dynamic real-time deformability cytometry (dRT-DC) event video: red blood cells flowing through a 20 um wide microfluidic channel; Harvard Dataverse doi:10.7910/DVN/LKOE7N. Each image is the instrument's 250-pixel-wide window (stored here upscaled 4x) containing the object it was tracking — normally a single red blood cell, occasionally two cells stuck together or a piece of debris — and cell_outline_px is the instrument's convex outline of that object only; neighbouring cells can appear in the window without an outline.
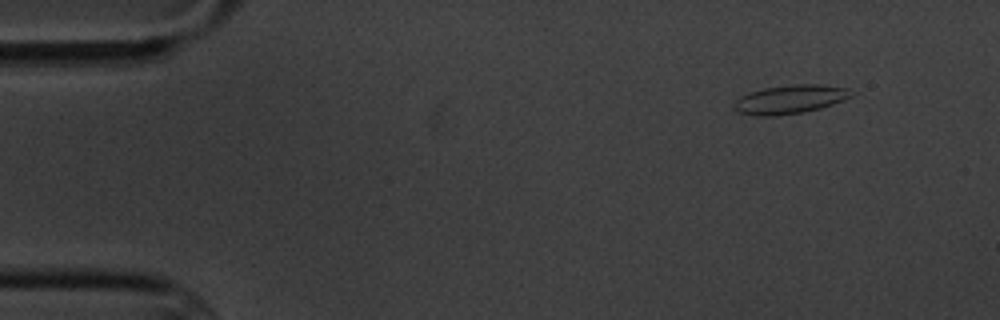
{"species": "common noctule bat (a hibernating species)", "species_latin": "Nyctalus noctula", "temperature_condition": "cold", "stored_images_in_passage": 5, "camera_frame_rate_fps": 3000, "um_per_image_px": 0.085, "animal": {"sex": "male", "body_mass_g": 20.1, "forearm_length_mm": 53.5}, "frame": {"image": 1, "passage_image": 2, "time_ms": 1.0, "image_size_px": [1000, 320], "cell_outline_px": [[852, 96], [844, 100], [820, 108], [804, 112], [776, 116], [756, 116], [736, 112], [732, 108], [732, 104], [740, 96], [748, 92], [764, 88], [796, 84], [820, 84], [848, 88]], "centroid_in_image_um": [67.09, 8.45], "position_along_channel_um": 17.9, "area_um2": 19.77}}
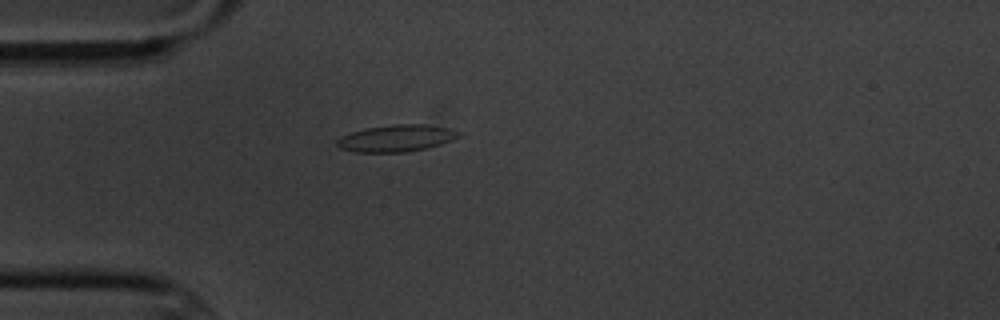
{"frame": {"image": 2, "passage_image": 5, "time_ms": 4.333, "image_size_px": [1000, 320], "cell_outline_px": [[464, 132], [460, 136], [452, 140], [428, 148], [404, 152], [356, 152], [340, 148], [336, 144], [336, 140], [340, 136], [364, 128], [396, 124], [424, 124], [448, 128]], "centroid_in_image_um": [33.7, 11.74], "position_along_channel_um": 51.3, "area_um2": 19.13}}